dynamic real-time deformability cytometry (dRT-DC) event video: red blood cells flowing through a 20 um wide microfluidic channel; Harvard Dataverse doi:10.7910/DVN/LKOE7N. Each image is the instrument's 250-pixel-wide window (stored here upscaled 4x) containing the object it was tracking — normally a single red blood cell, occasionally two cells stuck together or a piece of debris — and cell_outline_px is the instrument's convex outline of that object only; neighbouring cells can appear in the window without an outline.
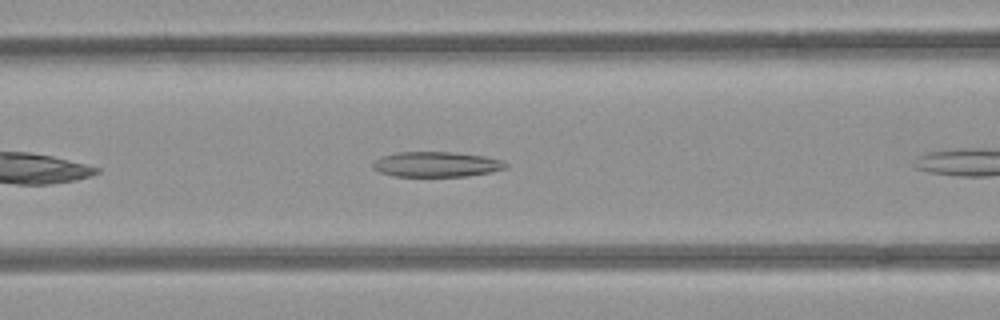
{"species": "common noctule bat (a hibernating species)", "species_latin": "Nyctalus noctula", "temperature_condition": "room temperature", "stored_images_in_passage": 6, "camera_frame_rate_fps": 3000, "um_per_image_px": 0.085, "animal": {"sex": "female", "body_mass_g": 21.9}, "frame": {"image": 1, "passage_image": 5, "time_ms": 1.333, "image_size_px": [1000, 320], "cell_outline_px": [[508, 164], [504, 168], [492, 172], [468, 176], [392, 176], [380, 172], [372, 168], [372, 160], [380, 156], [396, 152], [452, 152], [484, 156], [500, 160]], "centroid_in_image_um": [37.02, 13.96], "position_along_channel_um": 129.6, "area_um2": 19.59}}